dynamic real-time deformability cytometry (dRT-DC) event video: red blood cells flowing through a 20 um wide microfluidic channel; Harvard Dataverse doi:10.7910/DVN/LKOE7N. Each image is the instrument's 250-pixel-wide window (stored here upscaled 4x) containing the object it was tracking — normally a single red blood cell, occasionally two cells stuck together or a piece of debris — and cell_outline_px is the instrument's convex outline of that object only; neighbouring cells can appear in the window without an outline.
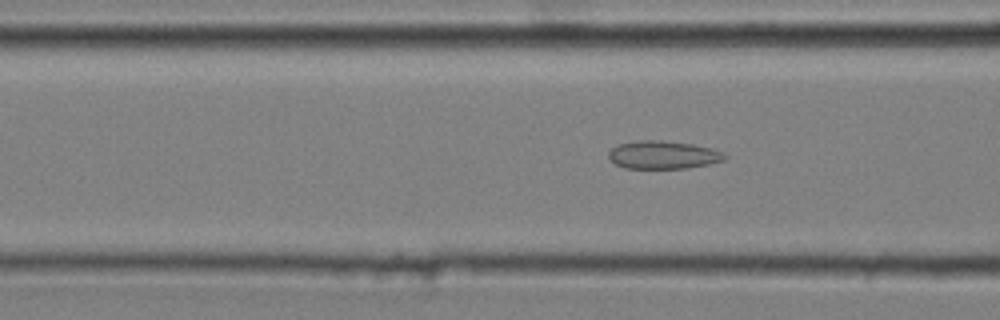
{"species": "common noctule bat (a hibernating species)", "species_latin": "Nyctalus noctula", "temperature_condition": "cold", "stored_images_in_passage": 6, "camera_frame_rate_fps": 3000, "um_per_image_px": 0.085, "animal": {"sex": "male", "body_mass_g": 20.4}, "frame": {"image": 1, "passage_image": 6, "time_ms": 1.667, "image_size_px": [1000, 320], "cell_outline_px": [[728, 156], [724, 160], [708, 164], [688, 168], [624, 168], [616, 164], [608, 156], [608, 152], [612, 148], [620, 144], [640, 140], [660, 140], [692, 144], [712, 148], [724, 152]], "centroid_in_image_um": [56.4, 13.16], "position_along_channel_um": 110.2, "area_um2": 18.9}}